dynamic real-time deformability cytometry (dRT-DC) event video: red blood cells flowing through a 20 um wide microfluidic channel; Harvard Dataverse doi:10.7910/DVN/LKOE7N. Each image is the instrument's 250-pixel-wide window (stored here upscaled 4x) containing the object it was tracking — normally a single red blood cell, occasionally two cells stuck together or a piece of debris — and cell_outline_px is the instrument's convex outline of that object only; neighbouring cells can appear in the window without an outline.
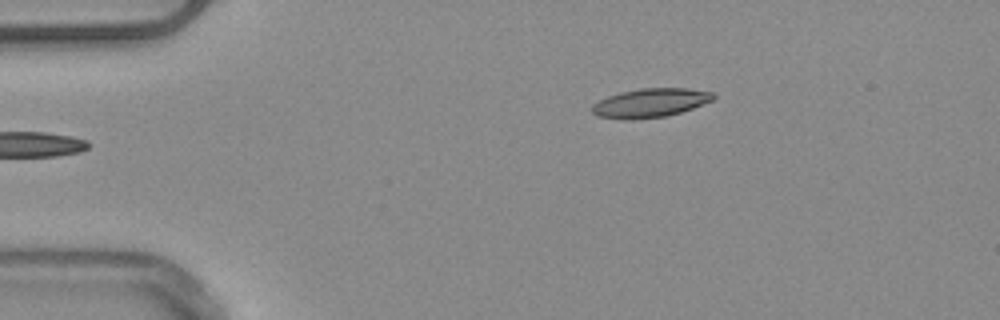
{"species": "common noctule bat (a hibernating species)", "species_latin": "Nyctalus noctula", "temperature_condition": "warm", "stored_images_in_passage": 43, "camera_frame_rate_fps": 3000, "um_per_image_px": 0.085, "animal": {"sex": "male", "body_mass_g": 20.4}, "frame": {"image": 1, "passage_image": 1, "time_ms": 0.0, "image_size_px": [1000, 320], "cell_outline_px": [[716, 96], [712, 100], [692, 108], [680, 112], [664, 116], [632, 120], [596, 116], [592, 112], [592, 104], [608, 96], [620, 92], [640, 88], [688, 88], [712, 92]], "centroid_in_image_um": [55.25, 8.74], "position_along_channel_um": 29.7, "area_um2": 20.29}}
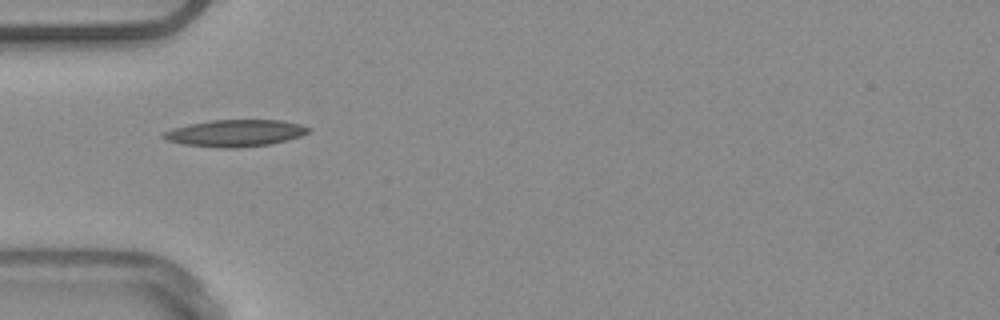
{"frame": {"image": 2, "passage_image": 8, "time_ms": 2.333, "image_size_px": [1000, 320], "cell_outline_px": [[312, 128], [308, 132], [300, 136], [272, 144], [236, 148], [220, 148], [184, 144], [168, 140], [160, 136], [164, 132], [188, 124], [212, 120], [284, 120], [300, 124]], "centroid_in_image_um": [20.04, 11.31], "position_along_channel_um": 65.0, "area_um2": 22.6}, "authors_computed_cell_mechanics": {"area_um2": 20.4034, "velocity_mm_per_s": 3.9164, "shape_relaxation_time_tau1_ms": null, "shape_relaxation_time_tau2_ms": 3.9529, "deformation_change_tau1": null, "deformation_change_tau2": 0.1245}}